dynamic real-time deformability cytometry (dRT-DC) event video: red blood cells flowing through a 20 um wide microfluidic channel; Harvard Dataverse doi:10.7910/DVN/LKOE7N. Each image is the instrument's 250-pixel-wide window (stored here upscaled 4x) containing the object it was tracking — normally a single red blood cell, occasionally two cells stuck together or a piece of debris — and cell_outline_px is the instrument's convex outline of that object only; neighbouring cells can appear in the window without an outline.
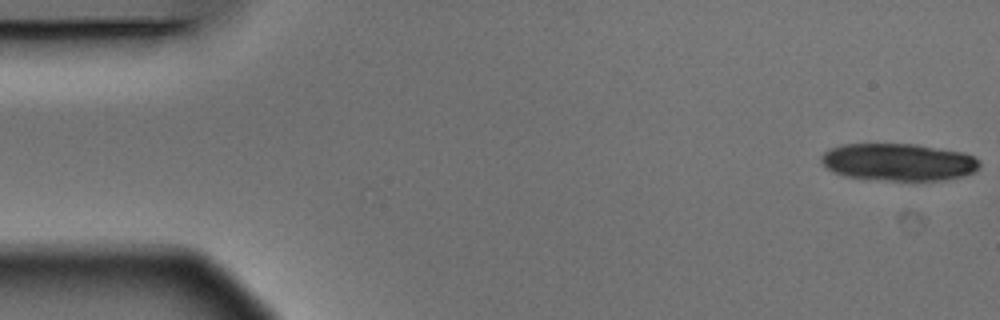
{"species": "Egyptian fruit bat (a non-hibernating species)", "species_latin": "Rousettus aegyptiacus", "temperature_condition": "warm", "stored_images_in_passage": 2, "camera_frame_rate_fps": 3000, "um_per_image_px": 0.085, "animal": {"sex": "male"}, "frame": {"image": 1, "passage_image": 2, "time_ms": 0.333, "image_size_px": [1000, 320], "cell_outline_px": [[980, 164], [972, 172], [960, 176], [944, 180], [868, 180], [848, 176], [836, 172], [828, 168], [820, 160], [820, 156], [828, 148], [840, 144], [916, 144], [964, 152], [980, 160]], "centroid_in_image_um": [76.33, 13.76], "position_along_channel_um": 8.7, "area_um2": 34.45}}